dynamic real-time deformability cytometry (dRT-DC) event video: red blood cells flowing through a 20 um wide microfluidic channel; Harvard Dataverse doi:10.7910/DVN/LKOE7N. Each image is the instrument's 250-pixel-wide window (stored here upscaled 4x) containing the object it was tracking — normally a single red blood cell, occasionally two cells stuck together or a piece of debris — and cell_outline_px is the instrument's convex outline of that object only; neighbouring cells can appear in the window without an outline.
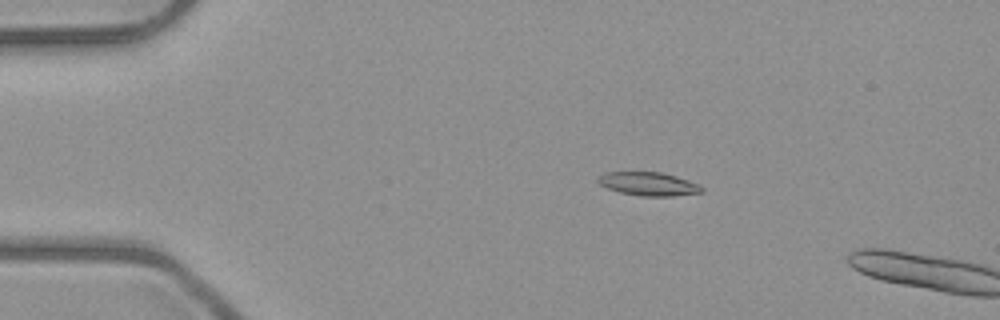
{"species": "common noctule bat (a hibernating species)", "species_latin": "Nyctalus noctula", "temperature_condition": "room temperature", "stored_images_in_passage": 5, "camera_frame_rate_fps": 3000, "um_per_image_px": 0.085, "animal": {"sex": "male", "body_mass_g": 23.1, "forearm_length_mm": 52.7}, "frame": {"image": 1, "passage_image": 3, "time_ms": 2.333, "image_size_px": [1000, 320], "cell_outline_px": [[704, 192], [672, 196], [640, 196], [620, 192], [608, 188], [600, 184], [596, 180], [604, 172], [660, 172], [676, 176], [700, 184], [704, 188]], "centroid_in_image_um": [55.16, 15.63], "position_along_channel_um": 29.8, "area_um2": 14.22}}